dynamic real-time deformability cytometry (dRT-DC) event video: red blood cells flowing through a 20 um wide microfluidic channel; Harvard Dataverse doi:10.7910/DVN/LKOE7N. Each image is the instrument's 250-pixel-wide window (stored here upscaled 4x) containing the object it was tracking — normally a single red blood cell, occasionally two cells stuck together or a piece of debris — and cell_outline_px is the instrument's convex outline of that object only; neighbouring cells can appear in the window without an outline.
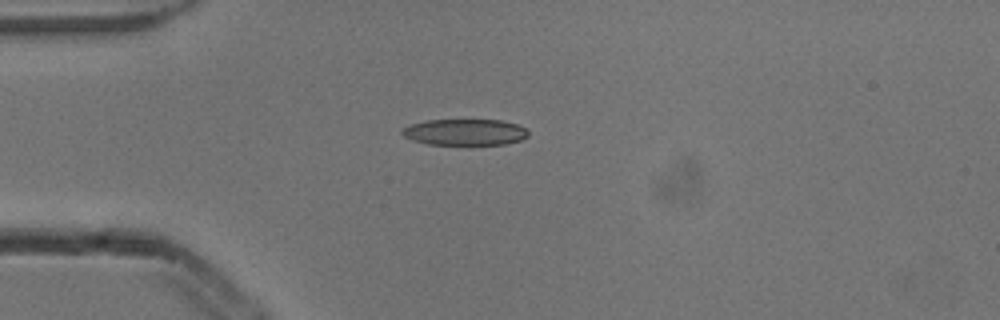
{"species": "common noctule bat (a hibernating species)", "species_latin": "Nyctalus noctula", "temperature_condition": "cold", "stored_images_in_passage": 3, "camera_frame_rate_fps": 3000, "um_per_image_px": 0.085, "animal": {"sex": "male", "body_mass_g": 13.3}, "frame": {"image": 1, "passage_image": 3, "time_ms": 0.667, "image_size_px": [1000, 320], "cell_outline_px": [[528, 136], [520, 140], [504, 144], [428, 144], [412, 140], [404, 136], [400, 132], [404, 128], [412, 124], [428, 120], [500, 120], [516, 124], [524, 128], [528, 132]], "centroid_in_image_um": [39.51, 11.23], "position_along_channel_um": 45.5, "area_um2": 19.02}}